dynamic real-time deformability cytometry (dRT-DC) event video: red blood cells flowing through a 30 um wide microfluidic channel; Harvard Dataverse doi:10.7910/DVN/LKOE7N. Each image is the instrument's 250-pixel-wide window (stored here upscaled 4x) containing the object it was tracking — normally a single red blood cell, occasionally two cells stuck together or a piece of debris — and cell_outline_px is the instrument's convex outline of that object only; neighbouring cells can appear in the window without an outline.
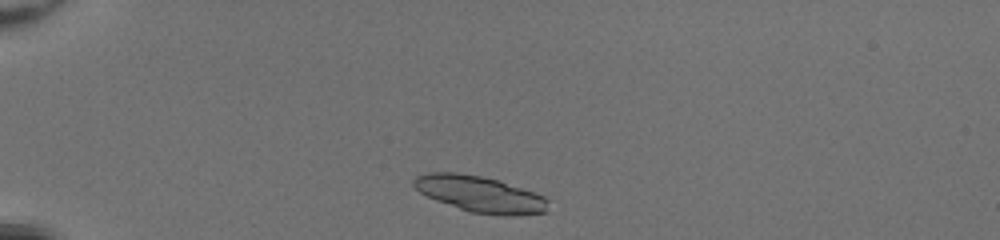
{"species": "common noctule bat (a hibernating species)", "species_latin": "Nyctalus noctula", "temperature_condition": "room temperature", "stored_images_in_passage": 39, "camera_frame_rate_fps": 3000, "um_per_image_px": 0.085, "animal": {"sex": "female", "body_mass_g": 20.0, "forearm_length_mm": 54.0}, "frame": {"image": 1, "passage_image": 3, "time_ms": 0.667, "image_size_px": [1000, 240], "cell_outline_px": [[548, 212], [508, 216], [504, 216], [468, 212], [436, 200], [420, 192], [412, 184], [412, 180], [416, 176], [428, 172], [456, 172], [480, 176], [496, 180], [544, 196], [548, 200]], "centroid_in_image_um": [40.77, 16.51], "position_along_channel_um": 44.2, "area_um2": 28.21}}